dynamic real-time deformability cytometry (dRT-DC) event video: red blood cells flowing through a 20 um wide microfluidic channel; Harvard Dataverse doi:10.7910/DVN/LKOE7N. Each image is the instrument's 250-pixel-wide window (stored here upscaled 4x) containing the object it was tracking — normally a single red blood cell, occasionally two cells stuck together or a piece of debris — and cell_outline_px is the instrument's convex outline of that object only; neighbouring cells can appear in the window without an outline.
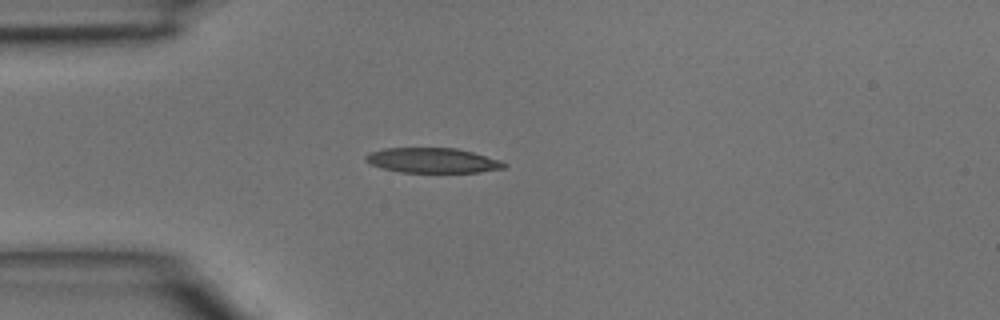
{"species": "common noctule bat (a hibernating species)", "species_latin": "Nyctalus noctula", "temperature_condition": "room temperature", "stored_images_in_passage": 1, "camera_frame_rate_fps": 3000, "um_per_image_px": 0.085, "animal": {"sex": "male", "body_mass_g": 15.6}, "frame": {"image": 1, "passage_image": 1, "time_ms": 0.0, "image_size_px": [1000, 320], "cell_outline_px": [[508, 164], [504, 168], [480, 172], [400, 172], [384, 168], [372, 164], [364, 160], [364, 156], [372, 152], [384, 148], [456, 148], [472, 152], [500, 160]], "centroid_in_image_um": [36.78, 13.63], "position_along_channel_um": 48.2, "area_um2": 19.94}}